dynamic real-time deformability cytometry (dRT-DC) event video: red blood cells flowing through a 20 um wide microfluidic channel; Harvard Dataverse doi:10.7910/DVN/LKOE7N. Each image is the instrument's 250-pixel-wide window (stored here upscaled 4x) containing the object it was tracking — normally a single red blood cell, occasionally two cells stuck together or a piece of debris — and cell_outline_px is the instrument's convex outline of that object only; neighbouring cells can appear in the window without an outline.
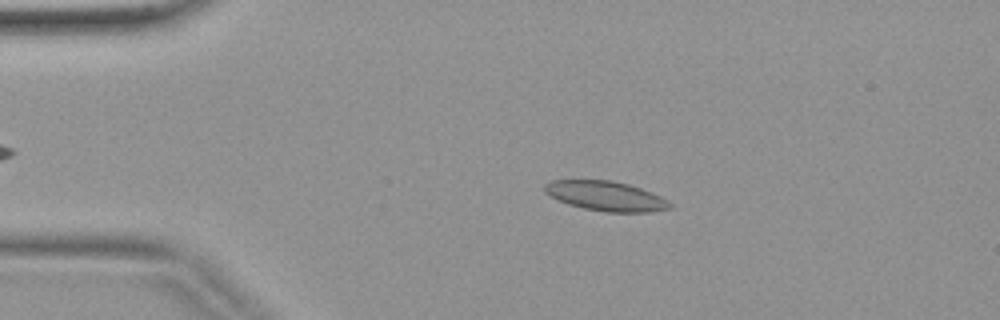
{"species": "common noctule bat (a hibernating species)", "species_latin": "Nyctalus noctula", "temperature_condition": "warm", "stored_images_in_passage": 1, "camera_frame_rate_fps": 3000, "um_per_image_px": 0.085, "animal": {"sex": "female", "body_mass_g": 19.9}, "frame": {"image": 1, "passage_image": 1, "time_ms": 0.0, "image_size_px": [1000, 320], "cell_outline_px": [[672, 208], [648, 212], [604, 212], [584, 208], [568, 204], [556, 200], [544, 192], [544, 184], [552, 180], [612, 180], [628, 184], [652, 192], [668, 200], [672, 204]], "centroid_in_image_um": [51.48, 16.66], "position_along_channel_um": 33.5, "area_um2": 21.79}}